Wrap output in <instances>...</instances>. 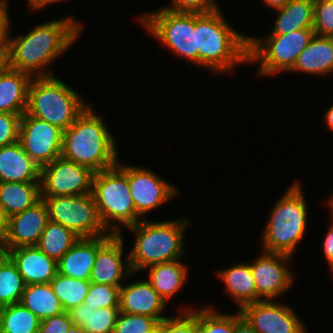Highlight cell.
Returning a JSON list of instances; mask_svg holds the SVG:
<instances>
[{
	"label": "cell",
	"mask_w": 333,
	"mask_h": 333,
	"mask_svg": "<svg viewBox=\"0 0 333 333\" xmlns=\"http://www.w3.org/2000/svg\"><path fill=\"white\" fill-rule=\"evenodd\" d=\"M83 25L68 16L39 24L26 35L6 41L9 49L10 68L32 77L54 76L49 65L79 38ZM47 69V71H46Z\"/></svg>",
	"instance_id": "obj_1"
},
{
	"label": "cell",
	"mask_w": 333,
	"mask_h": 333,
	"mask_svg": "<svg viewBox=\"0 0 333 333\" xmlns=\"http://www.w3.org/2000/svg\"><path fill=\"white\" fill-rule=\"evenodd\" d=\"M198 66L215 74L232 71L248 62L249 36L234 30L220 10L195 13Z\"/></svg>",
	"instance_id": "obj_2"
},
{
	"label": "cell",
	"mask_w": 333,
	"mask_h": 333,
	"mask_svg": "<svg viewBox=\"0 0 333 333\" xmlns=\"http://www.w3.org/2000/svg\"><path fill=\"white\" fill-rule=\"evenodd\" d=\"M115 137L101 116L88 108L63 131L61 156L100 172L118 164Z\"/></svg>",
	"instance_id": "obj_3"
},
{
	"label": "cell",
	"mask_w": 333,
	"mask_h": 333,
	"mask_svg": "<svg viewBox=\"0 0 333 333\" xmlns=\"http://www.w3.org/2000/svg\"><path fill=\"white\" fill-rule=\"evenodd\" d=\"M191 225L187 218L169 221L140 220L128 227L136 235L129 255L133 274L149 266L179 260L184 256V233Z\"/></svg>",
	"instance_id": "obj_4"
},
{
	"label": "cell",
	"mask_w": 333,
	"mask_h": 333,
	"mask_svg": "<svg viewBox=\"0 0 333 333\" xmlns=\"http://www.w3.org/2000/svg\"><path fill=\"white\" fill-rule=\"evenodd\" d=\"M293 182L273 206L261 237V249L292 256L308 226V209L303 189Z\"/></svg>",
	"instance_id": "obj_5"
},
{
	"label": "cell",
	"mask_w": 333,
	"mask_h": 333,
	"mask_svg": "<svg viewBox=\"0 0 333 333\" xmlns=\"http://www.w3.org/2000/svg\"><path fill=\"white\" fill-rule=\"evenodd\" d=\"M91 194L108 233L120 235L122 225L128 228L142 220L130 195L128 164L118 161L114 167L95 172Z\"/></svg>",
	"instance_id": "obj_6"
},
{
	"label": "cell",
	"mask_w": 333,
	"mask_h": 333,
	"mask_svg": "<svg viewBox=\"0 0 333 333\" xmlns=\"http://www.w3.org/2000/svg\"><path fill=\"white\" fill-rule=\"evenodd\" d=\"M85 101L55 76L33 77L26 112L65 131L88 108Z\"/></svg>",
	"instance_id": "obj_7"
},
{
	"label": "cell",
	"mask_w": 333,
	"mask_h": 333,
	"mask_svg": "<svg viewBox=\"0 0 333 333\" xmlns=\"http://www.w3.org/2000/svg\"><path fill=\"white\" fill-rule=\"evenodd\" d=\"M314 35L313 28H306L283 35H269L264 40L249 36L248 62L261 63L258 75L262 76L289 72Z\"/></svg>",
	"instance_id": "obj_8"
},
{
	"label": "cell",
	"mask_w": 333,
	"mask_h": 333,
	"mask_svg": "<svg viewBox=\"0 0 333 333\" xmlns=\"http://www.w3.org/2000/svg\"><path fill=\"white\" fill-rule=\"evenodd\" d=\"M139 18L160 44L198 65L195 13L174 12L163 7Z\"/></svg>",
	"instance_id": "obj_9"
},
{
	"label": "cell",
	"mask_w": 333,
	"mask_h": 333,
	"mask_svg": "<svg viewBox=\"0 0 333 333\" xmlns=\"http://www.w3.org/2000/svg\"><path fill=\"white\" fill-rule=\"evenodd\" d=\"M49 220L72 230L80 238L107 235L91 193L83 195L41 196Z\"/></svg>",
	"instance_id": "obj_10"
},
{
	"label": "cell",
	"mask_w": 333,
	"mask_h": 333,
	"mask_svg": "<svg viewBox=\"0 0 333 333\" xmlns=\"http://www.w3.org/2000/svg\"><path fill=\"white\" fill-rule=\"evenodd\" d=\"M95 172L62 156L41 167V196L92 193Z\"/></svg>",
	"instance_id": "obj_11"
},
{
	"label": "cell",
	"mask_w": 333,
	"mask_h": 333,
	"mask_svg": "<svg viewBox=\"0 0 333 333\" xmlns=\"http://www.w3.org/2000/svg\"><path fill=\"white\" fill-rule=\"evenodd\" d=\"M63 131L25 112L20 119L19 142L25 153L41 168L62 153Z\"/></svg>",
	"instance_id": "obj_12"
},
{
	"label": "cell",
	"mask_w": 333,
	"mask_h": 333,
	"mask_svg": "<svg viewBox=\"0 0 333 333\" xmlns=\"http://www.w3.org/2000/svg\"><path fill=\"white\" fill-rule=\"evenodd\" d=\"M239 311L257 333H307L293 308L274 300L247 304Z\"/></svg>",
	"instance_id": "obj_13"
},
{
	"label": "cell",
	"mask_w": 333,
	"mask_h": 333,
	"mask_svg": "<svg viewBox=\"0 0 333 333\" xmlns=\"http://www.w3.org/2000/svg\"><path fill=\"white\" fill-rule=\"evenodd\" d=\"M128 184L136 213L142 219L179 193L177 187L142 166L128 165Z\"/></svg>",
	"instance_id": "obj_14"
},
{
	"label": "cell",
	"mask_w": 333,
	"mask_h": 333,
	"mask_svg": "<svg viewBox=\"0 0 333 333\" xmlns=\"http://www.w3.org/2000/svg\"><path fill=\"white\" fill-rule=\"evenodd\" d=\"M250 264L256 284L257 295L262 300H274L291 289L294 275L288 269L292 256L283 253L262 251Z\"/></svg>",
	"instance_id": "obj_15"
},
{
	"label": "cell",
	"mask_w": 333,
	"mask_h": 333,
	"mask_svg": "<svg viewBox=\"0 0 333 333\" xmlns=\"http://www.w3.org/2000/svg\"><path fill=\"white\" fill-rule=\"evenodd\" d=\"M48 222V210L42 198L32 207L10 216L6 235L1 243L3 250L37 245Z\"/></svg>",
	"instance_id": "obj_16"
},
{
	"label": "cell",
	"mask_w": 333,
	"mask_h": 333,
	"mask_svg": "<svg viewBox=\"0 0 333 333\" xmlns=\"http://www.w3.org/2000/svg\"><path fill=\"white\" fill-rule=\"evenodd\" d=\"M122 235L113 234L98 250L92 267L90 282L121 287L125 277L133 275L129 264V255L123 260ZM126 258V259H125Z\"/></svg>",
	"instance_id": "obj_17"
},
{
	"label": "cell",
	"mask_w": 333,
	"mask_h": 333,
	"mask_svg": "<svg viewBox=\"0 0 333 333\" xmlns=\"http://www.w3.org/2000/svg\"><path fill=\"white\" fill-rule=\"evenodd\" d=\"M3 252L16 265L25 285L50 283L57 274V262L36 245L20 246Z\"/></svg>",
	"instance_id": "obj_18"
},
{
	"label": "cell",
	"mask_w": 333,
	"mask_h": 333,
	"mask_svg": "<svg viewBox=\"0 0 333 333\" xmlns=\"http://www.w3.org/2000/svg\"><path fill=\"white\" fill-rule=\"evenodd\" d=\"M166 305L165 300L147 280H140L120 287V312L146 315L154 317L160 322L168 318L162 313Z\"/></svg>",
	"instance_id": "obj_19"
},
{
	"label": "cell",
	"mask_w": 333,
	"mask_h": 333,
	"mask_svg": "<svg viewBox=\"0 0 333 333\" xmlns=\"http://www.w3.org/2000/svg\"><path fill=\"white\" fill-rule=\"evenodd\" d=\"M108 233L94 238H79L57 261V272L71 278L89 280L97 250L112 236Z\"/></svg>",
	"instance_id": "obj_20"
},
{
	"label": "cell",
	"mask_w": 333,
	"mask_h": 333,
	"mask_svg": "<svg viewBox=\"0 0 333 333\" xmlns=\"http://www.w3.org/2000/svg\"><path fill=\"white\" fill-rule=\"evenodd\" d=\"M41 168L25 153L19 141L0 148V183L40 182Z\"/></svg>",
	"instance_id": "obj_21"
},
{
	"label": "cell",
	"mask_w": 333,
	"mask_h": 333,
	"mask_svg": "<svg viewBox=\"0 0 333 333\" xmlns=\"http://www.w3.org/2000/svg\"><path fill=\"white\" fill-rule=\"evenodd\" d=\"M313 75H330L333 72V37L314 35L307 47L298 55L289 71ZM330 73V74H329Z\"/></svg>",
	"instance_id": "obj_22"
},
{
	"label": "cell",
	"mask_w": 333,
	"mask_h": 333,
	"mask_svg": "<svg viewBox=\"0 0 333 333\" xmlns=\"http://www.w3.org/2000/svg\"><path fill=\"white\" fill-rule=\"evenodd\" d=\"M225 284V291L237 303V310L262 299L257 295L255 280L249 263H240L217 271Z\"/></svg>",
	"instance_id": "obj_23"
},
{
	"label": "cell",
	"mask_w": 333,
	"mask_h": 333,
	"mask_svg": "<svg viewBox=\"0 0 333 333\" xmlns=\"http://www.w3.org/2000/svg\"><path fill=\"white\" fill-rule=\"evenodd\" d=\"M32 78L28 73L11 68L0 76V113L22 116L26 112Z\"/></svg>",
	"instance_id": "obj_24"
},
{
	"label": "cell",
	"mask_w": 333,
	"mask_h": 333,
	"mask_svg": "<svg viewBox=\"0 0 333 333\" xmlns=\"http://www.w3.org/2000/svg\"><path fill=\"white\" fill-rule=\"evenodd\" d=\"M173 260L147 267V281L157 293L167 301L180 291L188 278L187 266L182 261Z\"/></svg>",
	"instance_id": "obj_25"
},
{
	"label": "cell",
	"mask_w": 333,
	"mask_h": 333,
	"mask_svg": "<svg viewBox=\"0 0 333 333\" xmlns=\"http://www.w3.org/2000/svg\"><path fill=\"white\" fill-rule=\"evenodd\" d=\"M276 10L278 13L270 35L313 28L314 0H290Z\"/></svg>",
	"instance_id": "obj_26"
},
{
	"label": "cell",
	"mask_w": 333,
	"mask_h": 333,
	"mask_svg": "<svg viewBox=\"0 0 333 333\" xmlns=\"http://www.w3.org/2000/svg\"><path fill=\"white\" fill-rule=\"evenodd\" d=\"M40 199V182L0 183V205L8 217L32 207Z\"/></svg>",
	"instance_id": "obj_27"
},
{
	"label": "cell",
	"mask_w": 333,
	"mask_h": 333,
	"mask_svg": "<svg viewBox=\"0 0 333 333\" xmlns=\"http://www.w3.org/2000/svg\"><path fill=\"white\" fill-rule=\"evenodd\" d=\"M119 312V307L95 309L85 303L68 311L73 325L87 333H113Z\"/></svg>",
	"instance_id": "obj_28"
},
{
	"label": "cell",
	"mask_w": 333,
	"mask_h": 333,
	"mask_svg": "<svg viewBox=\"0 0 333 333\" xmlns=\"http://www.w3.org/2000/svg\"><path fill=\"white\" fill-rule=\"evenodd\" d=\"M20 303L41 321L65 312L50 283L25 285Z\"/></svg>",
	"instance_id": "obj_29"
},
{
	"label": "cell",
	"mask_w": 333,
	"mask_h": 333,
	"mask_svg": "<svg viewBox=\"0 0 333 333\" xmlns=\"http://www.w3.org/2000/svg\"><path fill=\"white\" fill-rule=\"evenodd\" d=\"M79 238L72 230L49 220L36 246L57 262Z\"/></svg>",
	"instance_id": "obj_30"
},
{
	"label": "cell",
	"mask_w": 333,
	"mask_h": 333,
	"mask_svg": "<svg viewBox=\"0 0 333 333\" xmlns=\"http://www.w3.org/2000/svg\"><path fill=\"white\" fill-rule=\"evenodd\" d=\"M41 320L21 303L0 307L1 333H38Z\"/></svg>",
	"instance_id": "obj_31"
},
{
	"label": "cell",
	"mask_w": 333,
	"mask_h": 333,
	"mask_svg": "<svg viewBox=\"0 0 333 333\" xmlns=\"http://www.w3.org/2000/svg\"><path fill=\"white\" fill-rule=\"evenodd\" d=\"M90 283V280L75 279L57 272L50 285L60 300L63 309L68 312L84 303Z\"/></svg>",
	"instance_id": "obj_32"
},
{
	"label": "cell",
	"mask_w": 333,
	"mask_h": 333,
	"mask_svg": "<svg viewBox=\"0 0 333 333\" xmlns=\"http://www.w3.org/2000/svg\"><path fill=\"white\" fill-rule=\"evenodd\" d=\"M25 283L16 265L3 253L0 256V307L20 303Z\"/></svg>",
	"instance_id": "obj_33"
},
{
	"label": "cell",
	"mask_w": 333,
	"mask_h": 333,
	"mask_svg": "<svg viewBox=\"0 0 333 333\" xmlns=\"http://www.w3.org/2000/svg\"><path fill=\"white\" fill-rule=\"evenodd\" d=\"M214 309L209 305L198 310L184 307L181 311H191L196 316V333H233V315Z\"/></svg>",
	"instance_id": "obj_34"
},
{
	"label": "cell",
	"mask_w": 333,
	"mask_h": 333,
	"mask_svg": "<svg viewBox=\"0 0 333 333\" xmlns=\"http://www.w3.org/2000/svg\"><path fill=\"white\" fill-rule=\"evenodd\" d=\"M158 325L154 317L119 312L113 333H151Z\"/></svg>",
	"instance_id": "obj_35"
},
{
	"label": "cell",
	"mask_w": 333,
	"mask_h": 333,
	"mask_svg": "<svg viewBox=\"0 0 333 333\" xmlns=\"http://www.w3.org/2000/svg\"><path fill=\"white\" fill-rule=\"evenodd\" d=\"M120 287L90 283L84 303L95 309L119 307Z\"/></svg>",
	"instance_id": "obj_36"
},
{
	"label": "cell",
	"mask_w": 333,
	"mask_h": 333,
	"mask_svg": "<svg viewBox=\"0 0 333 333\" xmlns=\"http://www.w3.org/2000/svg\"><path fill=\"white\" fill-rule=\"evenodd\" d=\"M313 30L317 36L333 37V0H314Z\"/></svg>",
	"instance_id": "obj_37"
},
{
	"label": "cell",
	"mask_w": 333,
	"mask_h": 333,
	"mask_svg": "<svg viewBox=\"0 0 333 333\" xmlns=\"http://www.w3.org/2000/svg\"><path fill=\"white\" fill-rule=\"evenodd\" d=\"M180 312L162 320V333H196V316L191 311Z\"/></svg>",
	"instance_id": "obj_38"
},
{
	"label": "cell",
	"mask_w": 333,
	"mask_h": 333,
	"mask_svg": "<svg viewBox=\"0 0 333 333\" xmlns=\"http://www.w3.org/2000/svg\"><path fill=\"white\" fill-rule=\"evenodd\" d=\"M21 116L12 113H0V148L19 141Z\"/></svg>",
	"instance_id": "obj_39"
},
{
	"label": "cell",
	"mask_w": 333,
	"mask_h": 333,
	"mask_svg": "<svg viewBox=\"0 0 333 333\" xmlns=\"http://www.w3.org/2000/svg\"><path fill=\"white\" fill-rule=\"evenodd\" d=\"M216 0H172V6L165 7L174 12L208 13L219 10Z\"/></svg>",
	"instance_id": "obj_40"
},
{
	"label": "cell",
	"mask_w": 333,
	"mask_h": 333,
	"mask_svg": "<svg viewBox=\"0 0 333 333\" xmlns=\"http://www.w3.org/2000/svg\"><path fill=\"white\" fill-rule=\"evenodd\" d=\"M72 325L69 313L64 312L42 320L38 333H67Z\"/></svg>",
	"instance_id": "obj_41"
},
{
	"label": "cell",
	"mask_w": 333,
	"mask_h": 333,
	"mask_svg": "<svg viewBox=\"0 0 333 333\" xmlns=\"http://www.w3.org/2000/svg\"><path fill=\"white\" fill-rule=\"evenodd\" d=\"M10 25L8 0H0V43L7 41Z\"/></svg>",
	"instance_id": "obj_42"
},
{
	"label": "cell",
	"mask_w": 333,
	"mask_h": 333,
	"mask_svg": "<svg viewBox=\"0 0 333 333\" xmlns=\"http://www.w3.org/2000/svg\"><path fill=\"white\" fill-rule=\"evenodd\" d=\"M324 238L323 253L329 268L333 272V227H329Z\"/></svg>",
	"instance_id": "obj_43"
},
{
	"label": "cell",
	"mask_w": 333,
	"mask_h": 333,
	"mask_svg": "<svg viewBox=\"0 0 333 333\" xmlns=\"http://www.w3.org/2000/svg\"><path fill=\"white\" fill-rule=\"evenodd\" d=\"M233 333H257L253 327L247 322V320L237 310L233 314Z\"/></svg>",
	"instance_id": "obj_44"
},
{
	"label": "cell",
	"mask_w": 333,
	"mask_h": 333,
	"mask_svg": "<svg viewBox=\"0 0 333 333\" xmlns=\"http://www.w3.org/2000/svg\"><path fill=\"white\" fill-rule=\"evenodd\" d=\"M10 69L9 49L6 42L0 43V76Z\"/></svg>",
	"instance_id": "obj_45"
},
{
	"label": "cell",
	"mask_w": 333,
	"mask_h": 333,
	"mask_svg": "<svg viewBox=\"0 0 333 333\" xmlns=\"http://www.w3.org/2000/svg\"><path fill=\"white\" fill-rule=\"evenodd\" d=\"M8 216L0 205V243H2L8 228Z\"/></svg>",
	"instance_id": "obj_46"
},
{
	"label": "cell",
	"mask_w": 333,
	"mask_h": 333,
	"mask_svg": "<svg viewBox=\"0 0 333 333\" xmlns=\"http://www.w3.org/2000/svg\"><path fill=\"white\" fill-rule=\"evenodd\" d=\"M60 1L62 2L65 0H28V3L30 5L31 9L38 11L39 9L45 8L49 4L60 2Z\"/></svg>",
	"instance_id": "obj_47"
},
{
	"label": "cell",
	"mask_w": 333,
	"mask_h": 333,
	"mask_svg": "<svg viewBox=\"0 0 333 333\" xmlns=\"http://www.w3.org/2000/svg\"><path fill=\"white\" fill-rule=\"evenodd\" d=\"M324 116L325 124L333 131V104L329 107Z\"/></svg>",
	"instance_id": "obj_48"
},
{
	"label": "cell",
	"mask_w": 333,
	"mask_h": 333,
	"mask_svg": "<svg viewBox=\"0 0 333 333\" xmlns=\"http://www.w3.org/2000/svg\"><path fill=\"white\" fill-rule=\"evenodd\" d=\"M266 5L269 7H272L274 9H278L283 7L286 3H288L290 0H263Z\"/></svg>",
	"instance_id": "obj_49"
},
{
	"label": "cell",
	"mask_w": 333,
	"mask_h": 333,
	"mask_svg": "<svg viewBox=\"0 0 333 333\" xmlns=\"http://www.w3.org/2000/svg\"><path fill=\"white\" fill-rule=\"evenodd\" d=\"M67 333H87L82 327L77 325H72Z\"/></svg>",
	"instance_id": "obj_50"
},
{
	"label": "cell",
	"mask_w": 333,
	"mask_h": 333,
	"mask_svg": "<svg viewBox=\"0 0 333 333\" xmlns=\"http://www.w3.org/2000/svg\"><path fill=\"white\" fill-rule=\"evenodd\" d=\"M329 209L331 210V219H333V200L332 199H329ZM331 227H333V220H332V222H331V225H330Z\"/></svg>",
	"instance_id": "obj_51"
},
{
	"label": "cell",
	"mask_w": 333,
	"mask_h": 333,
	"mask_svg": "<svg viewBox=\"0 0 333 333\" xmlns=\"http://www.w3.org/2000/svg\"><path fill=\"white\" fill-rule=\"evenodd\" d=\"M151 333H162V321L159 322L157 328H155Z\"/></svg>",
	"instance_id": "obj_52"
},
{
	"label": "cell",
	"mask_w": 333,
	"mask_h": 333,
	"mask_svg": "<svg viewBox=\"0 0 333 333\" xmlns=\"http://www.w3.org/2000/svg\"><path fill=\"white\" fill-rule=\"evenodd\" d=\"M4 252H3V248H2V245H1V243H0V256L3 254Z\"/></svg>",
	"instance_id": "obj_53"
}]
</instances>
